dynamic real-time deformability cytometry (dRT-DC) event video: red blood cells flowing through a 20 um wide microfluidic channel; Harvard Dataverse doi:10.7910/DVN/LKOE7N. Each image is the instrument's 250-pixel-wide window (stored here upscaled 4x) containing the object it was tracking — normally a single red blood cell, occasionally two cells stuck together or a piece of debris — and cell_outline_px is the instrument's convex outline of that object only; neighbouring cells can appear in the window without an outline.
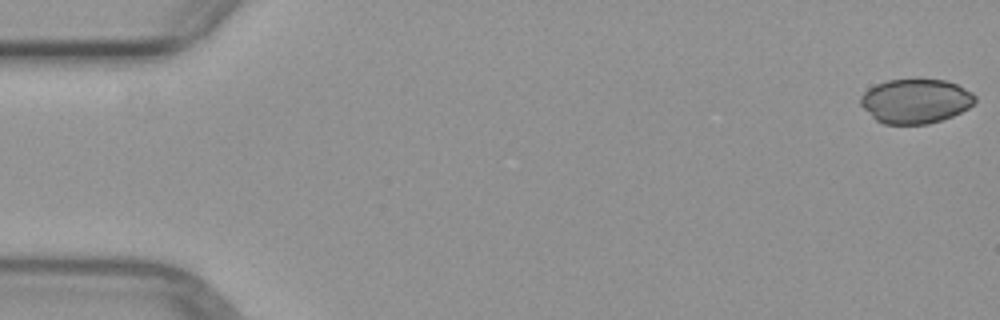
{"species": "common noctule bat (a hibernating species)", "species_latin": "Nyctalus noctula", "temperature_condition": "warm", "stored_images_in_passage": 4, "camera_frame_rate_fps": 3000, "um_per_image_px": 0.085, "animal": {"sex": "female", "body_mass_g": 29.2, "forearm_length_mm": 56.3}, "frame": {"image": 1, "passage_image": 1, "time_ms": 0.0, "image_size_px": [1000, 320], "cell_outline_px": [[976, 100], [968, 108], [952, 116], [928, 124], [884, 124], [876, 120], [860, 104], [860, 96], [868, 88], [876, 84], [888, 80], [944, 80], [956, 84], [972, 92], [976, 96]], "centroid_in_image_um": [77.81, 8.6], "position_along_channel_um": 7.2, "area_um2": 29.42}}